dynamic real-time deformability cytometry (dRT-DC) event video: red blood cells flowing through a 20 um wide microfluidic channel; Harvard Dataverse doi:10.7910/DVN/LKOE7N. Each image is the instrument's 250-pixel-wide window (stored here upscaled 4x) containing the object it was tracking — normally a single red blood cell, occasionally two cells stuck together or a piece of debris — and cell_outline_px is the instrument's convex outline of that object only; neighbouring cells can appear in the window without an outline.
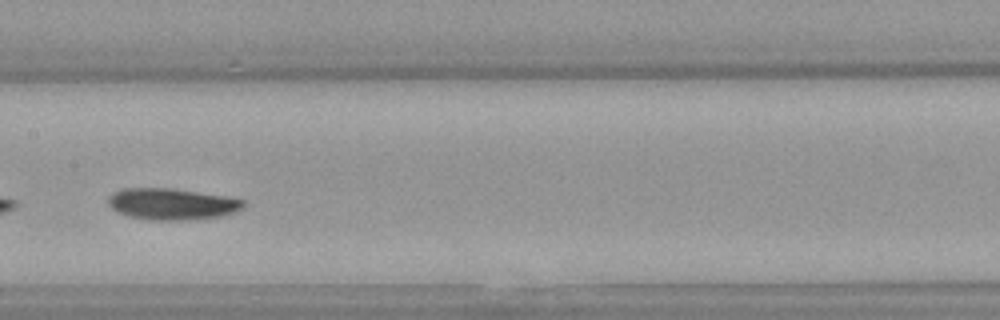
{"species": "Egyptian fruit bat (a non-hibernating species)", "species_latin": "Rousettus aegyptiacus", "temperature_condition": "warm", "stored_images_in_passage": 47, "camera_frame_rate_fps": 3000, "um_per_image_px": 0.085, "animal": {"sex": "female"}, "frame": {"image": 1, "passage_image": 21, "time_ms": 6.667, "image_size_px": [1000, 320], "cell_outline_px": [[244, 204], [240, 208], [232, 212], [220, 216], [188, 220], [148, 220], [128, 216], [116, 212], [108, 204], [108, 196], [112, 192], [124, 188], [172, 188], [228, 196], [244, 200]], "centroid_in_image_um": [14.55, 17.33], "position_along_channel_um": 192.9, "area_um2": 24.85}}
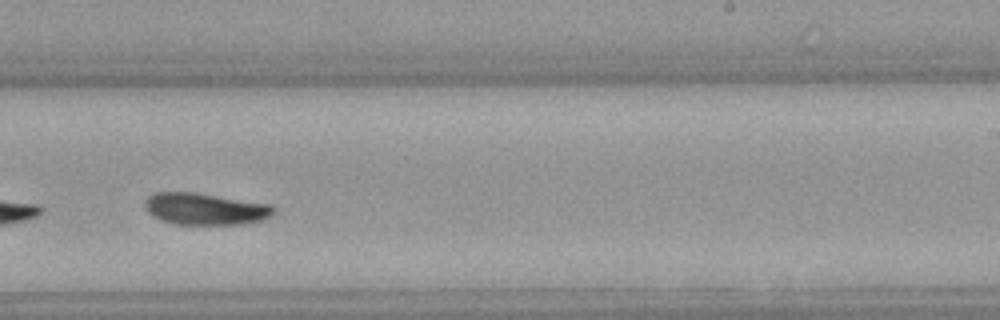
{"frame": {"image": 2, "passage_image": 27, "time_ms": 8.667, "image_size_px": [1000, 320], "cell_outline_px": [[276, 212], [272, 216], [264, 220], [244, 224], [172, 224], [160, 220], [152, 216], [148, 212], [144, 204], [144, 200], [152, 192], [196, 192], [272, 204], [276, 208]], "centroid_in_image_um": [17.46, 17.75], "position_along_channel_um": 271.5, "area_um2": 24.39}, "authors_computed_cell_mechanics": {"area_um2": 24.2182, "velocity_mm_per_s": 3.9493, "shape_relaxation_time_tau1_ms": 5.0536, "shape_relaxation_time_tau2_ms": null, "deformation_change_tau1": 0.1432, "deformation_change_tau2": null}}